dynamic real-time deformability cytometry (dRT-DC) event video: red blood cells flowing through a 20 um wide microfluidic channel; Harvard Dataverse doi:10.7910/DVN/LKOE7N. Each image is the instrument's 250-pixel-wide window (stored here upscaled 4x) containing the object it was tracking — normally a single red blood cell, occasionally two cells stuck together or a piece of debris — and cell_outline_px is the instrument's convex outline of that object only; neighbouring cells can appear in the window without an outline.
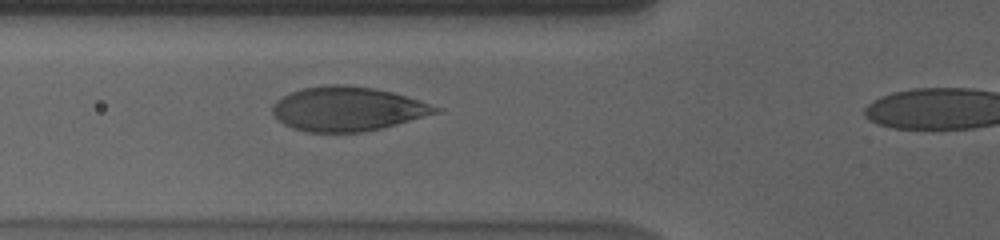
{"species": "human", "species_latin": "Homo sapiens", "temperature_condition": "cold", "stored_images_in_passage": 36, "camera_frame_rate_fps": 3000, "um_per_image_px": 0.085, "donor": {"sex": "male"}, "frame": {"image": 1, "passage_image": 10, "time_ms": 3.0, "image_size_px": [1000, 240], "cell_outline_px": [[444, 112], [364, 132], [308, 132], [292, 128], [284, 124], [272, 112], [272, 104], [276, 100], [292, 92], [304, 88], [328, 84], [348, 84], [376, 88], [392, 92], [444, 108]], "centroid_in_image_um": [29.58, 9.25], "position_along_channel_um": 96.2, "area_um2": 42.19}}
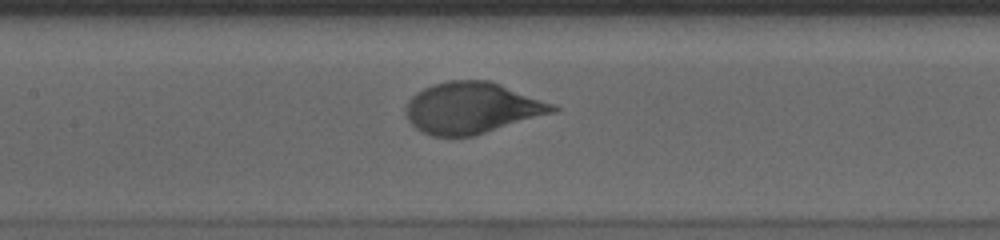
{"frame": {"image": 2, "passage_image": 16, "time_ms": 5.0, "image_size_px": [1000, 240], "cell_outline_px": [[560, 108], [556, 112], [476, 136], [432, 136], [420, 132], [408, 120], [408, 100], [416, 92], [432, 84], [448, 80], [488, 80], [500, 84], [556, 104]], "centroid_in_image_um": [40.16, 9.18], "position_along_channel_um": 167.2, "area_um2": 44.1}}
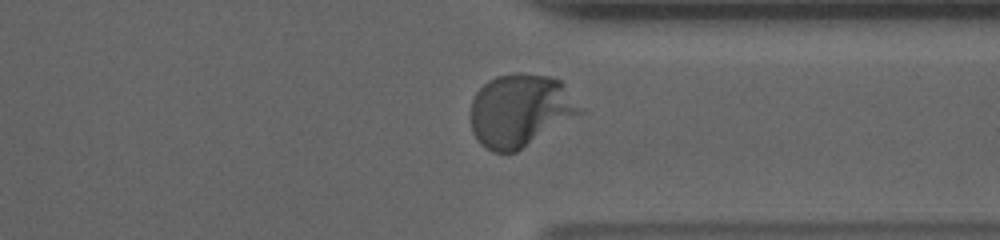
{"frame": {"image": 3, "passage_image": 33, "time_ms": 10.667, "image_size_px": [1000, 240], "cell_outline_px": [[584, 112], [516, 152], [492, 152], [484, 148], [476, 140], [472, 132], [468, 116], [472, 100], [476, 92], [488, 80], [496, 76], [516, 72], [520, 72], [552, 76], [560, 80], [564, 84], [584, 108]], "centroid_in_image_um": [44.2, 9.38], "position_along_channel_um": 367.2, "area_um2": 47.22}}